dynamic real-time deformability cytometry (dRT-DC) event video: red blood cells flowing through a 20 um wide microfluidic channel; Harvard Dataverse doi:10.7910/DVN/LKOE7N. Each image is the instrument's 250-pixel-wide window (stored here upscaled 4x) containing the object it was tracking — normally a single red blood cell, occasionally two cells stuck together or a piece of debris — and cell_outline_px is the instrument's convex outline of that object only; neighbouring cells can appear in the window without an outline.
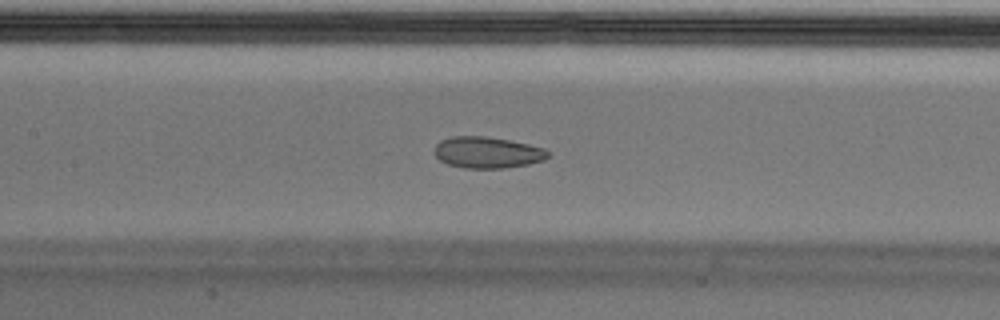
{"species": "Egyptian fruit bat (a non-hibernating species)", "species_latin": "Rousettus aegyptiacus", "temperature_condition": "cold", "stored_images_in_passage": 29, "camera_frame_rate_fps": 3000, "um_per_image_px": 0.085, "animal": {"sex": "male"}, "frame": {"image": 1, "passage_image": 9, "time_ms": 2.667, "image_size_px": [1000, 320], "cell_outline_px": [[548, 156], [544, 160], [528, 164], [500, 168], [464, 168], [448, 164], [440, 160], [436, 156], [436, 144], [440, 140], [452, 136], [484, 136], [508, 140], [528, 144], [544, 148], [548, 152]], "centroid_in_image_um": [41.41, 12.95], "position_along_channel_um": 166.0, "area_um2": 20.52}, "authors_computed_cell_mechanics": {"area_um2": 20.9814, "velocity_mm_per_s": 3.6482, "shape_relaxation_time_tau1_ms": null, "shape_relaxation_time_tau2_ms": 1.7208, "deformation_change_tau1": null, "deformation_change_tau2": 0.067}}